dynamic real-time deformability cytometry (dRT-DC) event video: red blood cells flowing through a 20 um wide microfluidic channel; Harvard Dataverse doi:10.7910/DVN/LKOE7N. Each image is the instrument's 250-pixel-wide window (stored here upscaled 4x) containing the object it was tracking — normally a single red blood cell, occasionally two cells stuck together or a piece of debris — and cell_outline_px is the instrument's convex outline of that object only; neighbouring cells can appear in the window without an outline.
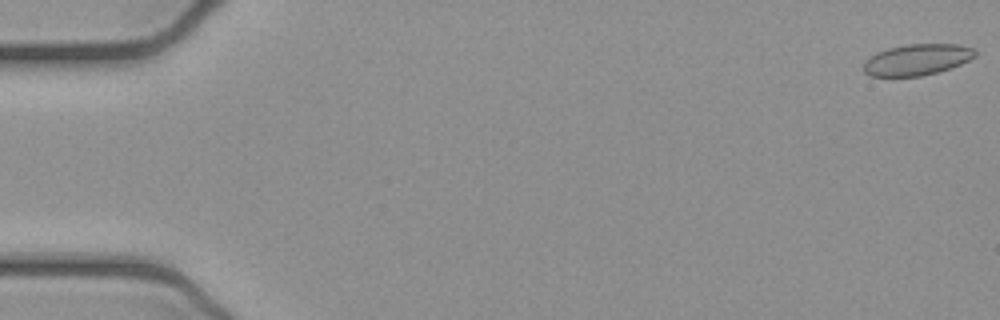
{"species": "common noctule bat (a hibernating species)", "species_latin": "Nyctalus noctula", "temperature_condition": "cold", "stored_images_in_passage": 53, "camera_frame_rate_fps": 3000, "um_per_image_px": 0.085, "animal": {"sex": "female", "body_mass_g": 21.9}, "frame": {"image": 1, "passage_image": 1, "time_ms": 0.0, "image_size_px": [1000, 320], "cell_outline_px": [[976, 56], [960, 64], [936, 72], [920, 76], [872, 76], [864, 72], [864, 60], [876, 52], [888, 48], [908, 44], [960, 44], [976, 48]], "centroid_in_image_um": [77.95, 5.05], "position_along_channel_um": 7.0, "area_um2": 20.23}}
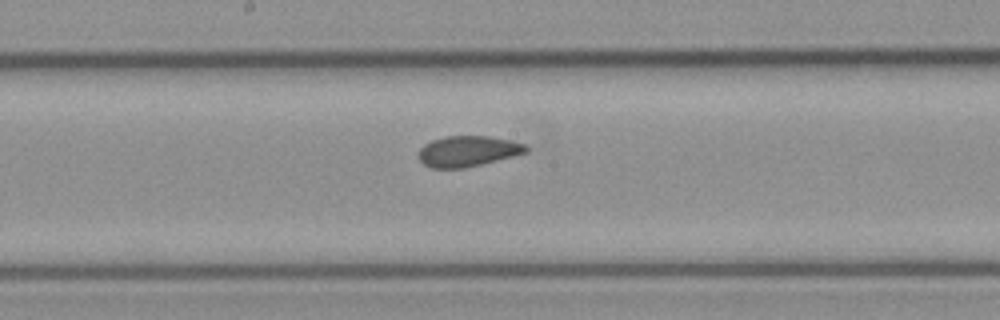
{"frame": {"image": 2, "passage_image": 28, "time_ms": 9.0, "image_size_px": [1000, 320], "cell_outline_px": [[528, 152], [464, 168], [432, 168], [424, 164], [416, 156], [420, 148], [424, 144], [432, 140], [444, 136], [488, 136], [508, 140], [524, 144], [528, 148]], "centroid_in_image_um": [39.71, 12.85], "position_along_channel_um": 208.5, "area_um2": 19.07}}
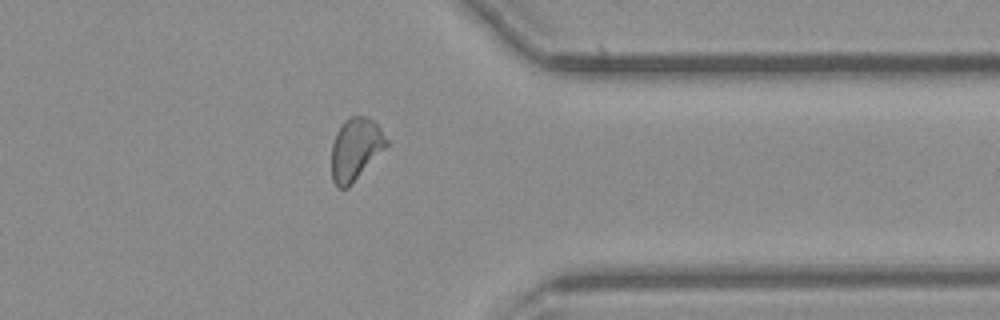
{"frame": {"image": 3, "passage_image": 42, "time_ms": 13.667, "image_size_px": [1000, 320], "cell_outline_px": [[388, 144], [352, 184], [348, 188], [336, 188], [332, 180], [332, 144], [336, 132], [344, 120], [352, 116], [368, 116], [380, 128], [388, 140]], "centroid_in_image_um": [30.2, 12.68], "position_along_channel_um": 381.2, "area_um2": 19.83}}